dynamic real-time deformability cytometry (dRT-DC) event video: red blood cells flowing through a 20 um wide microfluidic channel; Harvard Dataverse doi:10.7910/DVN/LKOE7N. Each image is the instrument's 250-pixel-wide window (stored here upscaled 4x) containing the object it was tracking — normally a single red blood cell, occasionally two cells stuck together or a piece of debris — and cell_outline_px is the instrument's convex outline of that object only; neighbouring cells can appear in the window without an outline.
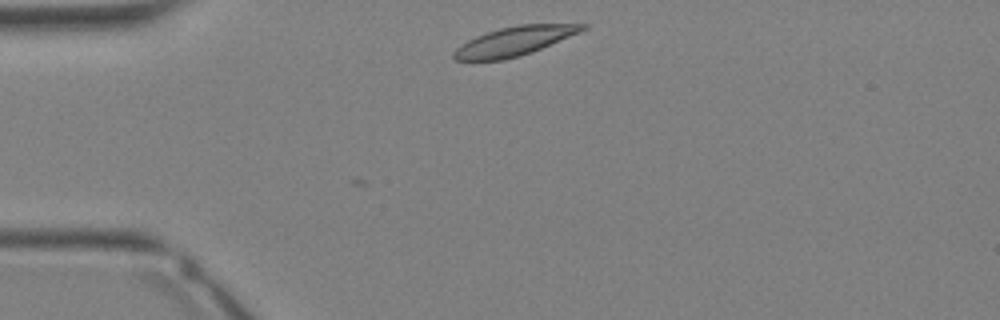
{"species": "Egyptian fruit bat (a non-hibernating species)", "species_latin": "Rousettus aegyptiacus", "temperature_condition": "warm", "stored_images_in_passage": 28, "camera_frame_rate_fps": 3000, "um_per_image_px": 0.085, "animal": {"sex": "female"}, "frame": {"image": 1, "passage_image": 1, "time_ms": 0.0, "image_size_px": [1000, 320], "cell_outline_px": [[592, 24], [588, 28], [580, 32], [532, 52], [520, 56], [500, 60], [456, 60], [452, 56], [452, 52], [460, 44], [476, 36], [500, 28], [520, 24]], "centroid_in_image_um": [43.73, 3.49], "position_along_channel_um": 41.3, "area_um2": 21.68}}
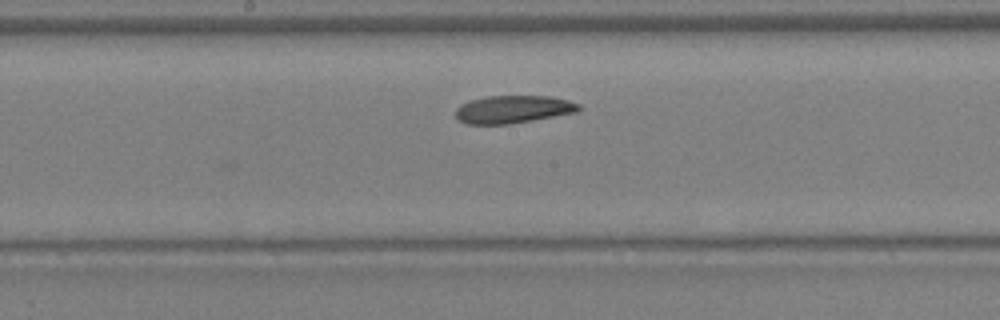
{"frame": {"image": 2, "passage_image": 11, "time_ms": 3.333, "image_size_px": [1000, 320], "cell_outline_px": [[580, 108], [576, 112], [532, 120], [508, 124], [464, 124], [456, 116], [456, 108], [460, 104], [472, 100], [488, 96], [552, 96], [568, 100], [580, 104]], "centroid_in_image_um": [43.6, 9.29], "position_along_channel_um": 204.6, "area_um2": 19.77}}
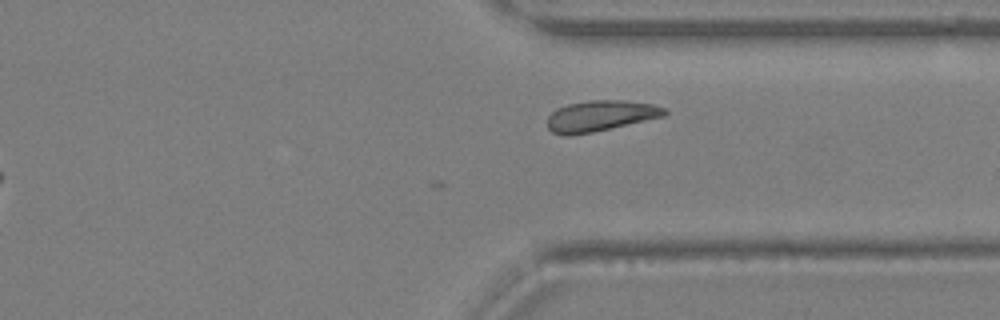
{"frame": {"image": 3, "passage_image": 19, "time_ms": 6.0, "image_size_px": [1000, 320], "cell_outline_px": [[668, 112], [664, 116], [592, 132], [568, 136], [564, 136], [552, 132], [548, 128], [548, 116], [556, 108], [568, 104], [592, 100], [628, 100], [652, 104], [664, 108]], "centroid_in_image_um": [51.01, 9.84], "position_along_channel_um": 360.4, "area_um2": 20.92}}